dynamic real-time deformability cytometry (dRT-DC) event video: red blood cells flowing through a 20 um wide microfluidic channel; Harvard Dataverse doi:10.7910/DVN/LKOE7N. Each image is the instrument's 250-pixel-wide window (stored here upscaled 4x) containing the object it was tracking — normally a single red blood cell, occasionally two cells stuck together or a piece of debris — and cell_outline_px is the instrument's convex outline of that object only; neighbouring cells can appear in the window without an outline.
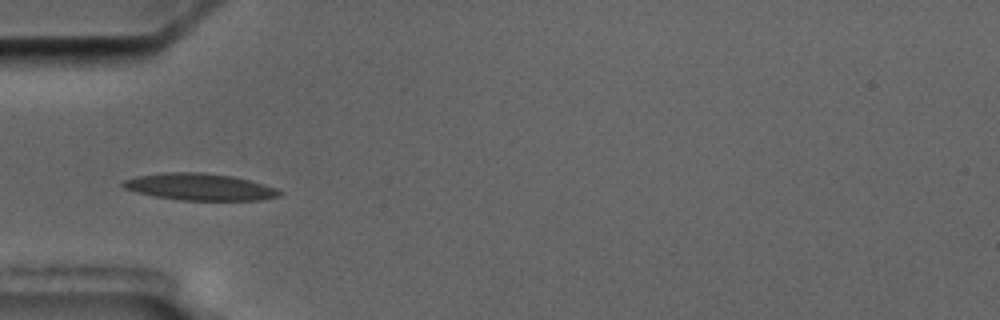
{"species": "common noctule bat (a hibernating species)", "species_latin": "Nyctalus noctula", "temperature_condition": "cold", "stored_images_in_passage": 12, "camera_frame_rate_fps": 3000, "um_per_image_px": 0.085, "animal": {"sex": "male", "body_mass_g": 17.5, "forearm_length_mm": 52.3}, "frame": {"image": 1, "passage_image": 4, "time_ms": 4.0, "image_size_px": [1000, 320], "cell_outline_px": [[284, 192], [280, 196], [260, 200], [180, 200], [156, 196], [136, 192], [124, 188], [120, 184], [124, 180], [136, 176], [164, 172], [204, 172], [232, 176], [264, 184], [276, 188]], "centroid_in_image_um": [16.98, 15.88], "position_along_channel_um": 68.0, "area_um2": 24.51}}
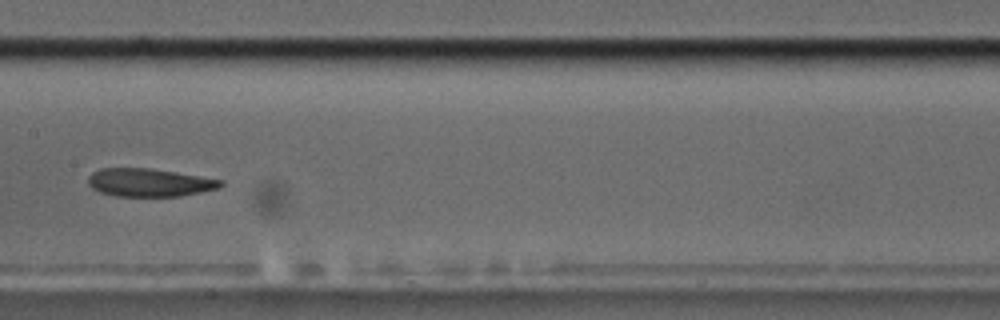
{"frame": {"image": 2, "passage_image": 7, "time_ms": 7.667, "image_size_px": [1000, 320], "cell_outline_px": [[224, 184], [220, 188], [180, 196], [116, 196], [100, 192], [92, 188], [88, 184], [88, 176], [92, 172], [100, 168], [148, 168], [176, 172], [224, 180]], "centroid_in_image_um": [12.69, 15.51], "position_along_channel_um": 194.7, "area_um2": 21.73}}